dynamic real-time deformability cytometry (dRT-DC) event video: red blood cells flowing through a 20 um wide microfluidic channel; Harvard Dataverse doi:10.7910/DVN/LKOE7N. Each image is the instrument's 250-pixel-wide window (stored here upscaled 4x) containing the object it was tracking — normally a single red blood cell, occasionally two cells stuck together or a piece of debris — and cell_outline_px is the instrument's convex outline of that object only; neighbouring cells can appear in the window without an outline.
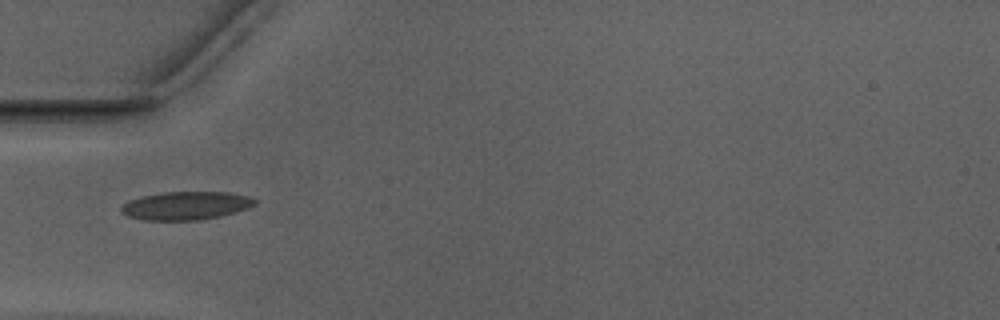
{"species": "Egyptian fruit bat (a non-hibernating species)", "species_latin": "Rousettus aegyptiacus", "temperature_condition": "warm", "stored_images_in_passage": 19, "camera_frame_rate_fps": 3000, "um_per_image_px": 0.085, "animal": {"sex": "male"}, "frame": {"image": 1, "passage_image": 1, "time_ms": 0.0, "image_size_px": [1000, 320], "cell_outline_px": [[256, 204], [248, 208], [220, 216], [200, 220], [144, 220], [128, 216], [120, 208], [128, 200], [140, 196], [160, 192], [228, 192], [252, 196], [256, 200]], "centroid_in_image_um": [15.82, 17.47], "position_along_channel_um": 69.2, "area_um2": 22.08}}
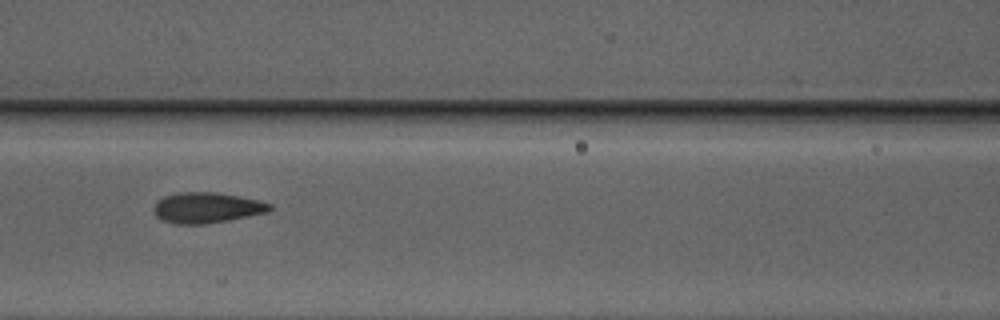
{"frame": {"image": 2, "passage_image": 7, "time_ms": 2.0, "image_size_px": [1000, 320], "cell_outline_px": [[272, 208], [268, 212], [228, 220], [204, 224], [176, 224], [160, 220], [156, 216], [156, 200], [164, 196], [176, 192], [216, 192], [260, 200], [272, 204]], "centroid_in_image_um": [17.58, 17.65], "position_along_channel_um": 149.0, "area_um2": 20.69}}
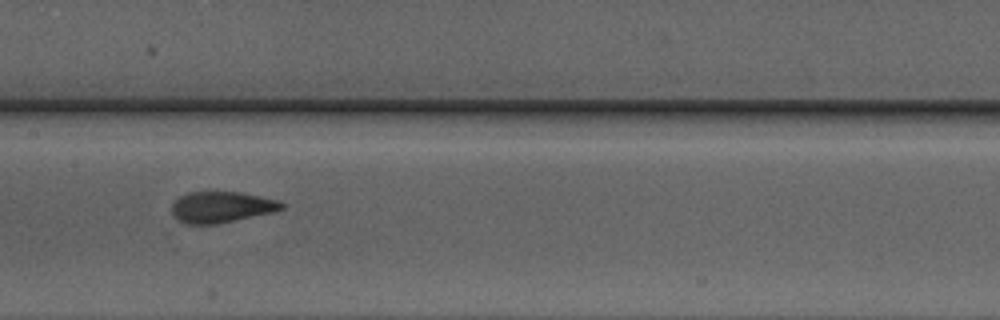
{"frame": {"image": 3, "passage_image": 10, "time_ms": 3.0, "image_size_px": [1000, 320], "cell_outline_px": [[284, 208], [276, 212], [216, 224], [184, 224], [176, 220], [172, 212], [172, 204], [180, 196], [188, 192], [240, 192], [280, 200], [284, 204]], "centroid_in_image_um": [18.84, 17.61], "position_along_channel_um": 188.6, "area_um2": 20.11}}